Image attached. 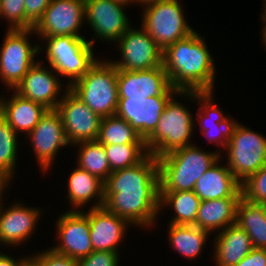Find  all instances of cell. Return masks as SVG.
<instances>
[{"label": "cell", "instance_id": "cell-21", "mask_svg": "<svg viewBox=\"0 0 266 266\" xmlns=\"http://www.w3.org/2000/svg\"><path fill=\"white\" fill-rule=\"evenodd\" d=\"M172 97L119 99L116 115L129 122L145 141L155 131L161 114Z\"/></svg>", "mask_w": 266, "mask_h": 266}, {"label": "cell", "instance_id": "cell-37", "mask_svg": "<svg viewBox=\"0 0 266 266\" xmlns=\"http://www.w3.org/2000/svg\"><path fill=\"white\" fill-rule=\"evenodd\" d=\"M117 252L93 251L89 256L77 260V266H122Z\"/></svg>", "mask_w": 266, "mask_h": 266}, {"label": "cell", "instance_id": "cell-41", "mask_svg": "<svg viewBox=\"0 0 266 266\" xmlns=\"http://www.w3.org/2000/svg\"><path fill=\"white\" fill-rule=\"evenodd\" d=\"M12 184L14 185V182L0 170V197L10 193Z\"/></svg>", "mask_w": 266, "mask_h": 266}, {"label": "cell", "instance_id": "cell-26", "mask_svg": "<svg viewBox=\"0 0 266 266\" xmlns=\"http://www.w3.org/2000/svg\"><path fill=\"white\" fill-rule=\"evenodd\" d=\"M166 230L169 248H172L175 254L183 256L182 259H187L186 261H197L208 248L207 244H212L208 241L212 240L211 234L195 225L167 224Z\"/></svg>", "mask_w": 266, "mask_h": 266}, {"label": "cell", "instance_id": "cell-38", "mask_svg": "<svg viewBox=\"0 0 266 266\" xmlns=\"http://www.w3.org/2000/svg\"><path fill=\"white\" fill-rule=\"evenodd\" d=\"M50 3L51 0H25V29L37 25Z\"/></svg>", "mask_w": 266, "mask_h": 266}, {"label": "cell", "instance_id": "cell-33", "mask_svg": "<svg viewBox=\"0 0 266 266\" xmlns=\"http://www.w3.org/2000/svg\"><path fill=\"white\" fill-rule=\"evenodd\" d=\"M111 171L132 167L149 153L145 144L104 145Z\"/></svg>", "mask_w": 266, "mask_h": 266}, {"label": "cell", "instance_id": "cell-32", "mask_svg": "<svg viewBox=\"0 0 266 266\" xmlns=\"http://www.w3.org/2000/svg\"><path fill=\"white\" fill-rule=\"evenodd\" d=\"M97 141L104 145L145 144L129 122L117 115L101 119Z\"/></svg>", "mask_w": 266, "mask_h": 266}, {"label": "cell", "instance_id": "cell-29", "mask_svg": "<svg viewBox=\"0 0 266 266\" xmlns=\"http://www.w3.org/2000/svg\"><path fill=\"white\" fill-rule=\"evenodd\" d=\"M236 224L247 232L254 248L266 249V205L254 204L241 197Z\"/></svg>", "mask_w": 266, "mask_h": 266}, {"label": "cell", "instance_id": "cell-18", "mask_svg": "<svg viewBox=\"0 0 266 266\" xmlns=\"http://www.w3.org/2000/svg\"><path fill=\"white\" fill-rule=\"evenodd\" d=\"M55 110L60 114L67 141L71 146L83 141L97 140L102 118L70 89L65 92Z\"/></svg>", "mask_w": 266, "mask_h": 266}, {"label": "cell", "instance_id": "cell-35", "mask_svg": "<svg viewBox=\"0 0 266 266\" xmlns=\"http://www.w3.org/2000/svg\"><path fill=\"white\" fill-rule=\"evenodd\" d=\"M25 0H0V19L7 30L25 29Z\"/></svg>", "mask_w": 266, "mask_h": 266}, {"label": "cell", "instance_id": "cell-43", "mask_svg": "<svg viewBox=\"0 0 266 266\" xmlns=\"http://www.w3.org/2000/svg\"><path fill=\"white\" fill-rule=\"evenodd\" d=\"M161 1H166V0H137V7L143 8L147 5L156 3V2H161Z\"/></svg>", "mask_w": 266, "mask_h": 266}, {"label": "cell", "instance_id": "cell-15", "mask_svg": "<svg viewBox=\"0 0 266 266\" xmlns=\"http://www.w3.org/2000/svg\"><path fill=\"white\" fill-rule=\"evenodd\" d=\"M56 216L54 223L55 242L49 246L55 253L79 260L89 256L93 252L90 240V224L88 209L66 210Z\"/></svg>", "mask_w": 266, "mask_h": 266}, {"label": "cell", "instance_id": "cell-13", "mask_svg": "<svg viewBox=\"0 0 266 266\" xmlns=\"http://www.w3.org/2000/svg\"><path fill=\"white\" fill-rule=\"evenodd\" d=\"M118 57L108 59L118 70H148L162 66L163 50L140 25L133 24L121 38L112 45Z\"/></svg>", "mask_w": 266, "mask_h": 266}, {"label": "cell", "instance_id": "cell-11", "mask_svg": "<svg viewBox=\"0 0 266 266\" xmlns=\"http://www.w3.org/2000/svg\"><path fill=\"white\" fill-rule=\"evenodd\" d=\"M23 141L27 146L29 144L28 149L31 146L33 159H36L35 164L43 177L45 174L47 177L48 173L55 168L59 153L63 149L70 147V151H74L67 141L63 122L56 110H47L32 131L23 137Z\"/></svg>", "mask_w": 266, "mask_h": 266}, {"label": "cell", "instance_id": "cell-34", "mask_svg": "<svg viewBox=\"0 0 266 266\" xmlns=\"http://www.w3.org/2000/svg\"><path fill=\"white\" fill-rule=\"evenodd\" d=\"M241 191L246 201L266 205V164L241 183Z\"/></svg>", "mask_w": 266, "mask_h": 266}, {"label": "cell", "instance_id": "cell-2", "mask_svg": "<svg viewBox=\"0 0 266 266\" xmlns=\"http://www.w3.org/2000/svg\"><path fill=\"white\" fill-rule=\"evenodd\" d=\"M206 37L195 30L163 50L162 66L178 91L216 90L217 65ZM216 81V82H215Z\"/></svg>", "mask_w": 266, "mask_h": 266}, {"label": "cell", "instance_id": "cell-24", "mask_svg": "<svg viewBox=\"0 0 266 266\" xmlns=\"http://www.w3.org/2000/svg\"><path fill=\"white\" fill-rule=\"evenodd\" d=\"M210 261L215 266H233L238 264L253 249L247 232L238 224H232L212 237Z\"/></svg>", "mask_w": 266, "mask_h": 266}, {"label": "cell", "instance_id": "cell-28", "mask_svg": "<svg viewBox=\"0 0 266 266\" xmlns=\"http://www.w3.org/2000/svg\"><path fill=\"white\" fill-rule=\"evenodd\" d=\"M201 199L194 193V191H170L160 192L159 199V219L162 214H166L170 210L172 215L169 217L168 224L178 225H195L196 217L199 209ZM162 213V214H161Z\"/></svg>", "mask_w": 266, "mask_h": 266}, {"label": "cell", "instance_id": "cell-16", "mask_svg": "<svg viewBox=\"0 0 266 266\" xmlns=\"http://www.w3.org/2000/svg\"><path fill=\"white\" fill-rule=\"evenodd\" d=\"M84 26L85 0H51L34 30L37 37H87L82 33Z\"/></svg>", "mask_w": 266, "mask_h": 266}, {"label": "cell", "instance_id": "cell-36", "mask_svg": "<svg viewBox=\"0 0 266 266\" xmlns=\"http://www.w3.org/2000/svg\"><path fill=\"white\" fill-rule=\"evenodd\" d=\"M48 248V249H47ZM34 250L28 255L38 264V266H77V260L68 256L55 253L50 247Z\"/></svg>", "mask_w": 266, "mask_h": 266}, {"label": "cell", "instance_id": "cell-42", "mask_svg": "<svg viewBox=\"0 0 266 266\" xmlns=\"http://www.w3.org/2000/svg\"><path fill=\"white\" fill-rule=\"evenodd\" d=\"M264 5V6H263ZM263 8H261L262 10H261V14H259V17H258V19H260L261 20V25H260V28L262 27V28H266V4H262L261 5Z\"/></svg>", "mask_w": 266, "mask_h": 266}, {"label": "cell", "instance_id": "cell-45", "mask_svg": "<svg viewBox=\"0 0 266 266\" xmlns=\"http://www.w3.org/2000/svg\"><path fill=\"white\" fill-rule=\"evenodd\" d=\"M261 31H259L260 32V41H261V43L260 44H262V45H260L261 47L263 46V48L266 50V28H261L260 29Z\"/></svg>", "mask_w": 266, "mask_h": 266}, {"label": "cell", "instance_id": "cell-17", "mask_svg": "<svg viewBox=\"0 0 266 266\" xmlns=\"http://www.w3.org/2000/svg\"><path fill=\"white\" fill-rule=\"evenodd\" d=\"M69 86L52 67L38 60L16 86L14 91L23 98L55 110Z\"/></svg>", "mask_w": 266, "mask_h": 266}, {"label": "cell", "instance_id": "cell-9", "mask_svg": "<svg viewBox=\"0 0 266 266\" xmlns=\"http://www.w3.org/2000/svg\"><path fill=\"white\" fill-rule=\"evenodd\" d=\"M10 196L12 194L9 193V195L0 197V247L5 246L6 249L17 251L15 248L18 249L19 246L21 248L23 245L25 247L28 245L27 242H31V239L35 238L36 234L38 235L37 227L40 225L39 221L45 218L47 208L22 202V197L19 198L20 200L15 198V201L9 202Z\"/></svg>", "mask_w": 266, "mask_h": 266}, {"label": "cell", "instance_id": "cell-14", "mask_svg": "<svg viewBox=\"0 0 266 266\" xmlns=\"http://www.w3.org/2000/svg\"><path fill=\"white\" fill-rule=\"evenodd\" d=\"M215 93L216 91H196L197 110L194 113V124L195 132L199 130L201 132L199 135L204 137L207 144L216 145L215 150L221 155L239 122L234 119V116L225 114L223 110L225 108L216 102Z\"/></svg>", "mask_w": 266, "mask_h": 266}, {"label": "cell", "instance_id": "cell-31", "mask_svg": "<svg viewBox=\"0 0 266 266\" xmlns=\"http://www.w3.org/2000/svg\"><path fill=\"white\" fill-rule=\"evenodd\" d=\"M20 139L22 138L0 115V170L13 182H15V180L19 181L18 178L16 179L19 175L18 172H20L18 171L20 169V167H18L20 165V160L18 161V158L21 156L19 155L21 154V148L24 147V142L20 141ZM20 142L22 145H20Z\"/></svg>", "mask_w": 266, "mask_h": 266}, {"label": "cell", "instance_id": "cell-19", "mask_svg": "<svg viewBox=\"0 0 266 266\" xmlns=\"http://www.w3.org/2000/svg\"><path fill=\"white\" fill-rule=\"evenodd\" d=\"M118 98H147L174 96L178 90L171 86L163 66L148 70H118Z\"/></svg>", "mask_w": 266, "mask_h": 266}, {"label": "cell", "instance_id": "cell-40", "mask_svg": "<svg viewBox=\"0 0 266 266\" xmlns=\"http://www.w3.org/2000/svg\"><path fill=\"white\" fill-rule=\"evenodd\" d=\"M3 249L4 250L0 252V266H19L21 262L28 256L27 254L26 255L22 254L21 256L18 255L15 256L13 254V251L7 250L6 252L5 247ZM8 251L12 253L10 254Z\"/></svg>", "mask_w": 266, "mask_h": 266}, {"label": "cell", "instance_id": "cell-8", "mask_svg": "<svg viewBox=\"0 0 266 266\" xmlns=\"http://www.w3.org/2000/svg\"><path fill=\"white\" fill-rule=\"evenodd\" d=\"M182 3L180 0H166L140 9L139 25L162 50L195 31L186 19L188 14Z\"/></svg>", "mask_w": 266, "mask_h": 266}, {"label": "cell", "instance_id": "cell-23", "mask_svg": "<svg viewBox=\"0 0 266 266\" xmlns=\"http://www.w3.org/2000/svg\"><path fill=\"white\" fill-rule=\"evenodd\" d=\"M4 90V93L0 90V115L21 138L23 135L25 137L48 109L37 102L23 98L14 90Z\"/></svg>", "mask_w": 266, "mask_h": 266}, {"label": "cell", "instance_id": "cell-44", "mask_svg": "<svg viewBox=\"0 0 266 266\" xmlns=\"http://www.w3.org/2000/svg\"><path fill=\"white\" fill-rule=\"evenodd\" d=\"M19 266H38V264L28 255Z\"/></svg>", "mask_w": 266, "mask_h": 266}, {"label": "cell", "instance_id": "cell-7", "mask_svg": "<svg viewBox=\"0 0 266 266\" xmlns=\"http://www.w3.org/2000/svg\"><path fill=\"white\" fill-rule=\"evenodd\" d=\"M35 36L37 37L34 28L4 30L0 44L1 89L4 85L7 90H14L39 60V42H36L38 39Z\"/></svg>", "mask_w": 266, "mask_h": 266}, {"label": "cell", "instance_id": "cell-3", "mask_svg": "<svg viewBox=\"0 0 266 266\" xmlns=\"http://www.w3.org/2000/svg\"><path fill=\"white\" fill-rule=\"evenodd\" d=\"M191 103H196V91H178L169 100L155 131L145 140L148 153L158 158L196 143L192 139L195 135V124L194 109L192 111L189 107Z\"/></svg>", "mask_w": 266, "mask_h": 266}, {"label": "cell", "instance_id": "cell-46", "mask_svg": "<svg viewBox=\"0 0 266 266\" xmlns=\"http://www.w3.org/2000/svg\"><path fill=\"white\" fill-rule=\"evenodd\" d=\"M113 1H116V2H119L121 4H124L126 5L127 7H131V6H134L135 7L137 6V0H113Z\"/></svg>", "mask_w": 266, "mask_h": 266}, {"label": "cell", "instance_id": "cell-5", "mask_svg": "<svg viewBox=\"0 0 266 266\" xmlns=\"http://www.w3.org/2000/svg\"><path fill=\"white\" fill-rule=\"evenodd\" d=\"M196 144L157 158L160 192L193 191L198 179L221 157L215 149L208 151Z\"/></svg>", "mask_w": 266, "mask_h": 266}, {"label": "cell", "instance_id": "cell-30", "mask_svg": "<svg viewBox=\"0 0 266 266\" xmlns=\"http://www.w3.org/2000/svg\"><path fill=\"white\" fill-rule=\"evenodd\" d=\"M71 147L74 150L77 149L75 152L76 160L74 161L76 164L74 163V165L98 177L103 182L107 180L112 171L107 160L104 144L99 143L97 140L83 141Z\"/></svg>", "mask_w": 266, "mask_h": 266}, {"label": "cell", "instance_id": "cell-39", "mask_svg": "<svg viewBox=\"0 0 266 266\" xmlns=\"http://www.w3.org/2000/svg\"><path fill=\"white\" fill-rule=\"evenodd\" d=\"M233 266H266V249L254 248L238 264Z\"/></svg>", "mask_w": 266, "mask_h": 266}, {"label": "cell", "instance_id": "cell-6", "mask_svg": "<svg viewBox=\"0 0 266 266\" xmlns=\"http://www.w3.org/2000/svg\"><path fill=\"white\" fill-rule=\"evenodd\" d=\"M118 69L105 56L69 89L101 118L116 115L118 108Z\"/></svg>", "mask_w": 266, "mask_h": 266}, {"label": "cell", "instance_id": "cell-27", "mask_svg": "<svg viewBox=\"0 0 266 266\" xmlns=\"http://www.w3.org/2000/svg\"><path fill=\"white\" fill-rule=\"evenodd\" d=\"M241 197H224L200 202L196 226L214 235L236 223L237 205Z\"/></svg>", "mask_w": 266, "mask_h": 266}, {"label": "cell", "instance_id": "cell-20", "mask_svg": "<svg viewBox=\"0 0 266 266\" xmlns=\"http://www.w3.org/2000/svg\"><path fill=\"white\" fill-rule=\"evenodd\" d=\"M88 219L93 251L117 252L122 256L125 238L134 226L104 206L88 208Z\"/></svg>", "mask_w": 266, "mask_h": 266}, {"label": "cell", "instance_id": "cell-4", "mask_svg": "<svg viewBox=\"0 0 266 266\" xmlns=\"http://www.w3.org/2000/svg\"><path fill=\"white\" fill-rule=\"evenodd\" d=\"M37 38L39 54L44 53V59L39 56V60L52 67L69 87L102 56L97 54L86 37L62 35Z\"/></svg>", "mask_w": 266, "mask_h": 266}, {"label": "cell", "instance_id": "cell-12", "mask_svg": "<svg viewBox=\"0 0 266 266\" xmlns=\"http://www.w3.org/2000/svg\"><path fill=\"white\" fill-rule=\"evenodd\" d=\"M127 13L126 5L113 0H85V24L93 32L86 38L93 46L114 45L134 23Z\"/></svg>", "mask_w": 266, "mask_h": 266}, {"label": "cell", "instance_id": "cell-25", "mask_svg": "<svg viewBox=\"0 0 266 266\" xmlns=\"http://www.w3.org/2000/svg\"><path fill=\"white\" fill-rule=\"evenodd\" d=\"M193 191L201 201L242 197L241 183L221 157L198 179Z\"/></svg>", "mask_w": 266, "mask_h": 266}, {"label": "cell", "instance_id": "cell-22", "mask_svg": "<svg viewBox=\"0 0 266 266\" xmlns=\"http://www.w3.org/2000/svg\"><path fill=\"white\" fill-rule=\"evenodd\" d=\"M66 179V210L82 211L85 208H99L104 205V182L86 170L73 167ZM89 205V206H88Z\"/></svg>", "mask_w": 266, "mask_h": 266}, {"label": "cell", "instance_id": "cell-10", "mask_svg": "<svg viewBox=\"0 0 266 266\" xmlns=\"http://www.w3.org/2000/svg\"><path fill=\"white\" fill-rule=\"evenodd\" d=\"M221 158L235 178L244 182L266 164V135L239 122Z\"/></svg>", "mask_w": 266, "mask_h": 266}, {"label": "cell", "instance_id": "cell-1", "mask_svg": "<svg viewBox=\"0 0 266 266\" xmlns=\"http://www.w3.org/2000/svg\"><path fill=\"white\" fill-rule=\"evenodd\" d=\"M159 199L158 159L150 153L132 167L113 171L104 182L103 206L127 220L135 230L147 232L162 226Z\"/></svg>", "mask_w": 266, "mask_h": 266}]
</instances>
